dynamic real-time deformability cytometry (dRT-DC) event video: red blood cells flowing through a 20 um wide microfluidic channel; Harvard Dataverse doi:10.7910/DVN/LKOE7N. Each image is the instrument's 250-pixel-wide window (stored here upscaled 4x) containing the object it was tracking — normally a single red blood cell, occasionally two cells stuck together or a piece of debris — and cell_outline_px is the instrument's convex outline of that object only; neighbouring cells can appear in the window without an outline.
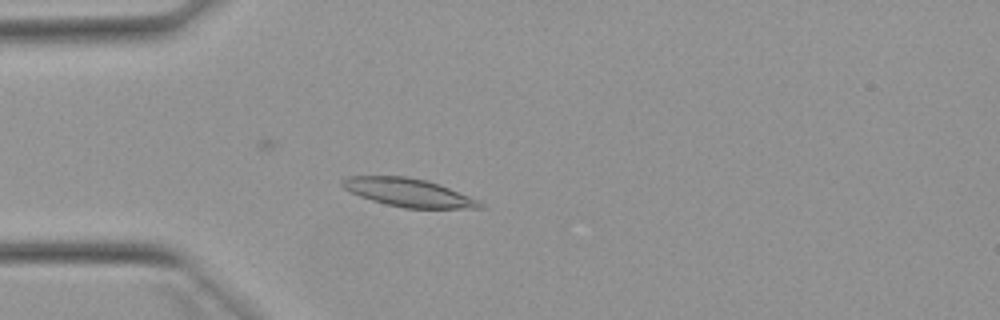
{"species": "Egyptian fruit bat (a non-hibernating species)", "species_latin": "Rousettus aegyptiacus", "temperature_condition": "warm", "stored_images_in_passage": 48, "camera_frame_rate_fps": 3000, "um_per_image_px": 0.085, "animal": {"sex": "female"}, "frame": {"image": 1, "passage_image": 10, "time_ms": 3.0, "image_size_px": [1000, 320], "cell_outline_px": [[484, 208], [404, 208], [384, 204], [360, 196], [344, 188], [340, 184], [340, 180], [348, 176], [404, 176], [428, 180], [440, 184], [480, 200], [484, 204]], "centroid_in_image_um": [34.74, 16.36], "position_along_channel_um": 50.3, "area_um2": 22.77}}
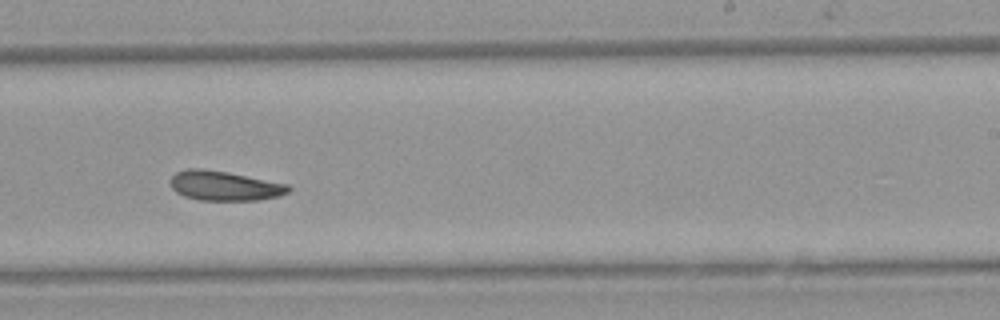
{"frame": {"image": 2, "passage_image": 28, "time_ms": 9.0, "image_size_px": [1000, 320], "cell_outline_px": [[292, 188], [288, 192], [280, 196], [260, 200], [200, 200], [184, 196], [176, 192], [172, 188], [168, 180], [176, 172], [188, 168], [200, 168], [228, 172], [288, 184]], "centroid_in_image_um": [19.07, 15.79], "position_along_channel_um": 269.9, "area_um2": 20.52}}
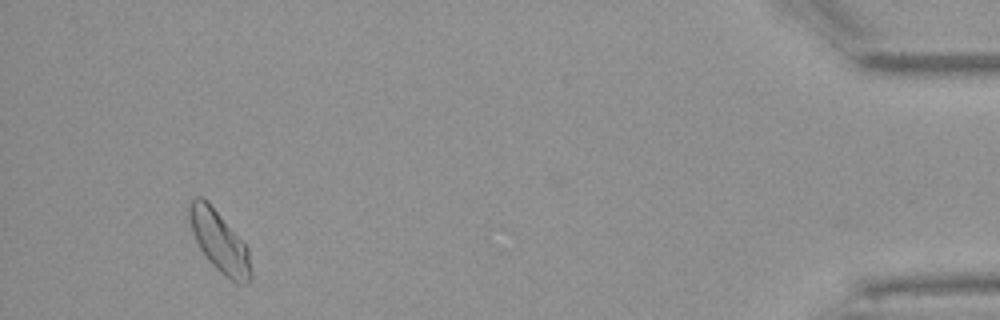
{"frame": {"image": 3, "passage_image": 45, "time_ms": 14.667, "image_size_px": [1000, 320], "cell_outline_px": [[252, 276], [248, 284], [240, 284], [224, 276], [208, 260], [200, 248], [192, 232], [188, 220], [188, 204], [196, 196], [200, 196], [220, 216], [248, 248], [252, 272]], "centroid_in_image_um": [18.64, 20.58], "position_along_channel_um": 416.6, "area_um2": 21.5}, "authors_computed_cell_mechanics": {"area_um2": 21.5305, "velocity_mm_per_s": 3.8608, "shape_relaxation_time_tau1_ms": 3.6628, "shape_relaxation_time_tau2_ms": null, "deformation_change_tau1": 0.0887, "deformation_change_tau2": null}}